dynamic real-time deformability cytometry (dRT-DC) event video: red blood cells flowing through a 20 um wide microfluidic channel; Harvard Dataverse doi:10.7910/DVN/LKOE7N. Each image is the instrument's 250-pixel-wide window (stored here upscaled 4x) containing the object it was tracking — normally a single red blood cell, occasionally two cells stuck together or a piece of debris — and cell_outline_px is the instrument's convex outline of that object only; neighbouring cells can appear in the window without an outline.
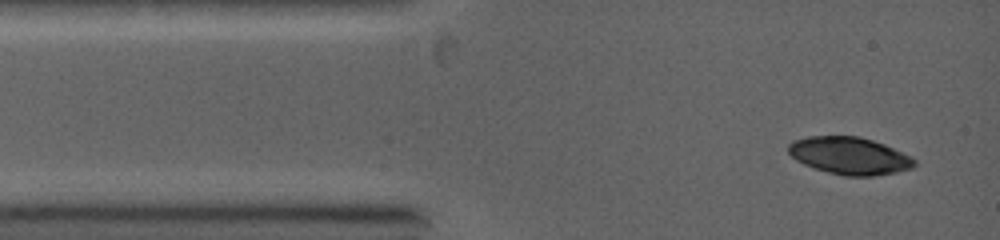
{"species": "common noctule bat (a hibernating species)", "species_latin": "Nyctalus noctula", "temperature_condition": "warm", "stored_images_in_passage": 3, "camera_frame_rate_fps": 5000, "um_per_image_px": 0.085, "animal": {"sex": "female", "body_mass_g": 19.0, "forearm_length_mm": 53.3}, "frame": {"image": 1, "passage_image": 1, "time_ms": 0.0, "image_size_px": [1000, 240], "cell_outline_px": [[916, 164], [912, 168], [896, 172], [872, 176], [844, 176], [828, 172], [804, 164], [796, 160], [788, 152], [788, 144], [796, 140], [808, 136], [860, 136], [884, 144], [912, 156], [916, 160]], "centroid_in_image_um": [72.23, 13.24], "position_along_channel_um": 12.8, "area_um2": 27.4}}